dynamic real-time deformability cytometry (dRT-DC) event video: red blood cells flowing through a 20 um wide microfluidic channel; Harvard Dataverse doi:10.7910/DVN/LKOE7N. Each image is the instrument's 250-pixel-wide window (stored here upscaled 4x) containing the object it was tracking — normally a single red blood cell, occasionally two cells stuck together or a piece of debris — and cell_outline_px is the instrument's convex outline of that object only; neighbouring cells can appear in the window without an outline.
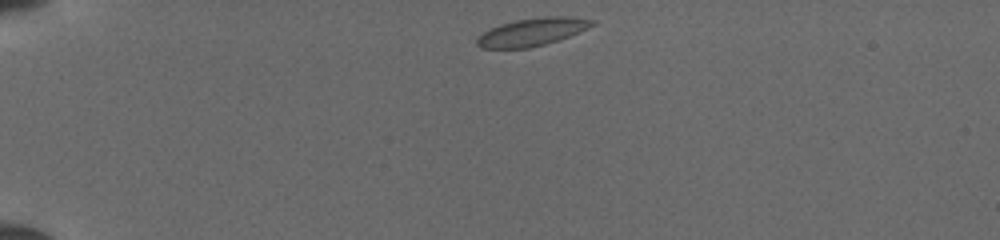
{"species": "common noctule bat (a hibernating species)", "species_latin": "Nyctalus noctula", "temperature_condition": "cold", "stored_images_in_passage": 39, "camera_frame_rate_fps": 3000, "um_per_image_px": 0.085, "animal": {"sex": "female", "body_mass_g": 19.5, "forearm_length_mm": 54.1}, "frame": {"image": 1, "passage_image": 1, "time_ms": 0.0, "image_size_px": [1000, 240], "cell_outline_px": [[596, 24], [568, 36], [544, 44], [528, 48], [480, 48], [476, 44], [476, 40], [484, 32], [500, 24], [516, 20], [544, 16], [564, 16], [592, 20]], "centroid_in_image_um": [45.19, 2.71], "position_along_channel_um": 39.8, "area_um2": 18.21}}
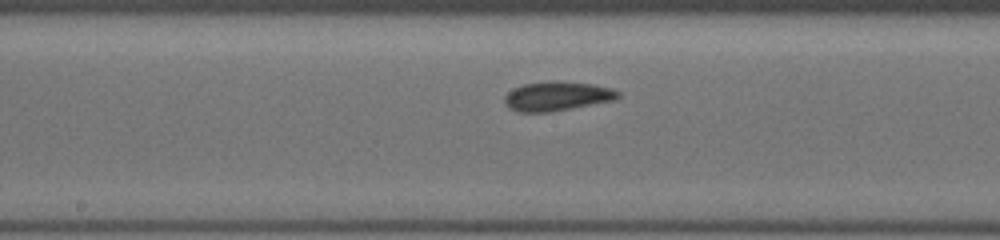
{"frame": {"image": 2, "passage_image": 17, "time_ms": 5.333, "image_size_px": [1000, 240], "cell_outline_px": [[620, 96], [616, 100], [572, 108], [548, 112], [520, 112], [508, 108], [504, 100], [504, 96], [512, 88], [524, 84], [592, 84], [612, 88], [620, 92]], "centroid_in_image_um": [47.35, 8.23], "position_along_channel_um": 200.8, "area_um2": 18.5}}
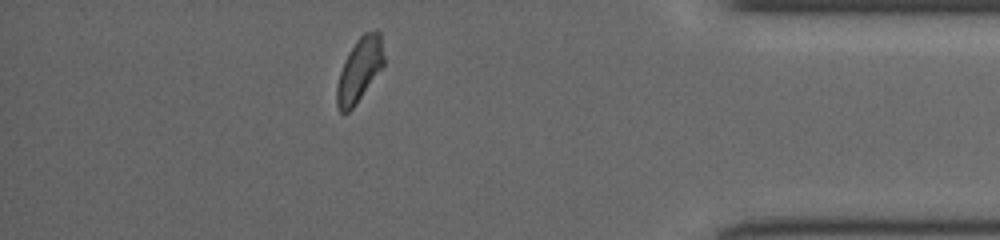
{"frame": {"image": 3, "passage_image": 34, "time_ms": 11.0, "image_size_px": [1000, 240], "cell_outline_px": [[384, 64], [356, 104], [348, 112], [340, 112], [336, 104], [336, 84], [344, 60], [348, 52], [356, 40], [364, 32], [376, 28], [380, 32], [384, 56]], "centroid_in_image_um": [30.54, 5.9], "position_along_channel_um": 404.7, "area_um2": 17.57}}